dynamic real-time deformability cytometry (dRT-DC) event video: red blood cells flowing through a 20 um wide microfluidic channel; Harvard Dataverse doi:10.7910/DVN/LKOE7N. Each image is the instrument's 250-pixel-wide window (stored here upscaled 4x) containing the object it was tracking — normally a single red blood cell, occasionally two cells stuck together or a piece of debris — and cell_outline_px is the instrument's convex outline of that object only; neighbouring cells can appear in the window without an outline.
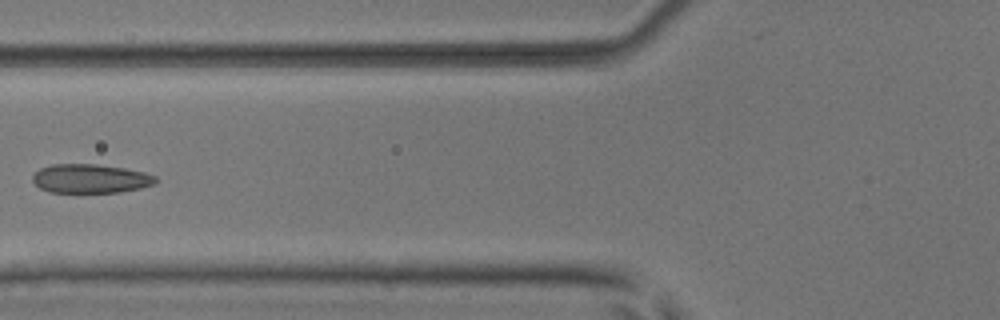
{"species": "common noctule bat (a hibernating species)", "species_latin": "Nyctalus noctula", "temperature_condition": "room temperature", "stored_images_in_passage": 6, "camera_frame_rate_fps": 3000, "um_per_image_px": 0.085, "animal": {"sex": "male", "body_mass_g": 17.9, "forearm_length_mm": 54.2}, "frame": {"image": 1, "passage_image": 6, "time_ms": 1.667, "image_size_px": [1000, 320], "cell_outline_px": [[156, 180], [152, 184], [140, 188], [120, 192], [48, 192], [40, 188], [32, 180], [32, 176], [40, 168], [52, 164], [96, 164], [124, 168], [144, 172], [156, 176]], "centroid_in_image_um": [7.66, 15.18], "position_along_channel_um": 118.1, "area_um2": 20.63}}